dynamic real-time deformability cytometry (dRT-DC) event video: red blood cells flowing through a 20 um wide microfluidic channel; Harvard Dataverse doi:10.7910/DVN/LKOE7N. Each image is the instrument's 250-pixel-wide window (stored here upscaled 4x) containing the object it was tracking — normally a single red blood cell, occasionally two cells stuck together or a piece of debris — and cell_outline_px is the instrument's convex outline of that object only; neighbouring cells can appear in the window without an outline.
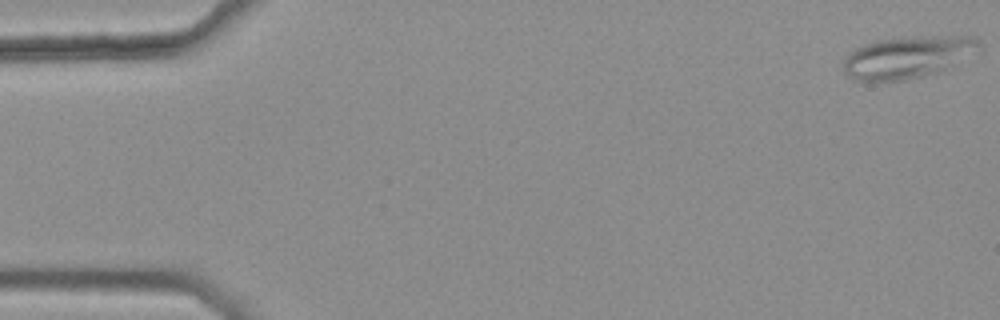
{"species": "common noctule bat (a hibernating species)", "species_latin": "Nyctalus noctula", "temperature_condition": "warm", "stored_images_in_passage": 12, "camera_frame_rate_fps": 3000, "um_per_image_px": 0.085, "animal": {"sex": "female", "body_mass_g": 25.1}, "frame": {"image": 1, "passage_image": 1, "time_ms": 0.0, "image_size_px": [1000, 320], "cell_outline_px": [[980, 52], [936, 72], [924, 76], [908, 80], [852, 80], [844, 72], [844, 60], [848, 52], [872, 40], [908, 36], [972, 36], [980, 40]], "centroid_in_image_um": [77.16, 4.83], "position_along_channel_um": 7.8, "area_um2": 33.58}}